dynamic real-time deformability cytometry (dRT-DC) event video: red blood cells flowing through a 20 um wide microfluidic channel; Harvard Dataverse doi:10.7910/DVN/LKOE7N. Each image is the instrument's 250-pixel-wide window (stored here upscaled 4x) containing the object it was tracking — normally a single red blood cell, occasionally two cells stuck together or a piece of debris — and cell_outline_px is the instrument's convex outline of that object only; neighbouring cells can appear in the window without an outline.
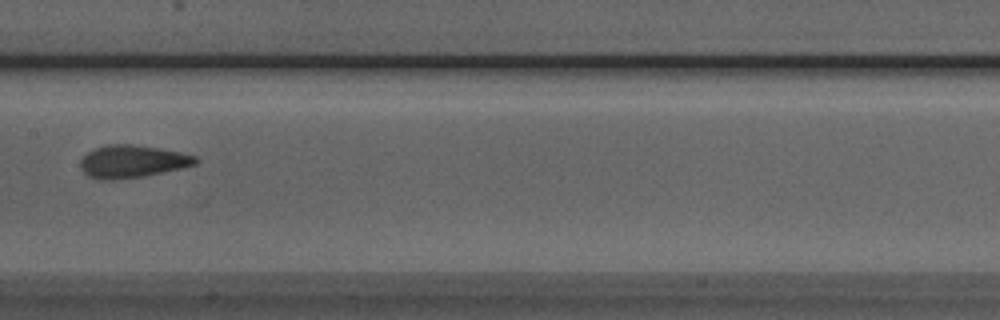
{"species": "Egyptian fruit bat (a non-hibernating species)", "species_latin": "Rousettus aegyptiacus", "temperature_condition": "room temperature", "stored_images_in_passage": 8, "camera_frame_rate_fps": 3000, "um_per_image_px": 0.085, "animal": {"sex": "male"}, "frame": {"image": 1, "passage_image": 8, "time_ms": 8.0, "image_size_px": [1000, 320], "cell_outline_px": [[200, 160], [196, 164], [180, 168], [144, 176], [112, 180], [100, 180], [88, 176], [80, 168], [80, 160], [88, 152], [96, 148], [108, 144], [132, 144], [160, 148], [180, 152], [196, 156]], "centroid_in_image_um": [11.23, 13.72], "position_along_channel_um": 196.2, "area_um2": 21.85}}